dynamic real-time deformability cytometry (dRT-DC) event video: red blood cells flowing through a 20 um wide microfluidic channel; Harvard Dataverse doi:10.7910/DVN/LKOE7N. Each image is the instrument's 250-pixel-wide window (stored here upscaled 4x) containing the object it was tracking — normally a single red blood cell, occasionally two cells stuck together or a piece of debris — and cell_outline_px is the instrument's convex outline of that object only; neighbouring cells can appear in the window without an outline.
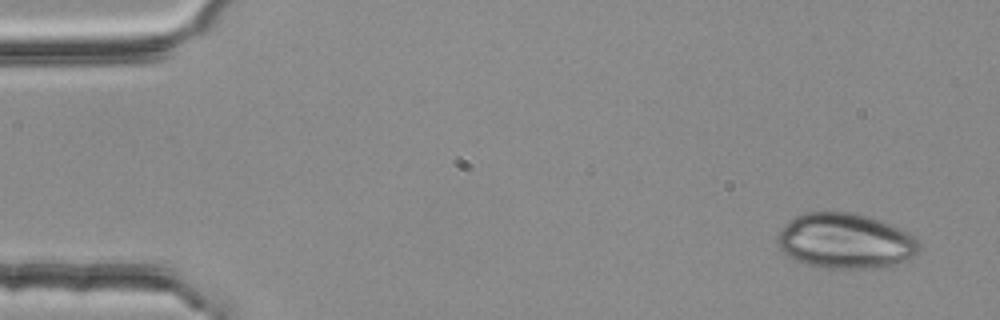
{"species": "common noctule bat (a hibernating species)", "species_latin": "Nyctalus noctula", "temperature_condition": "room temperature", "stored_images_in_passage": 2, "camera_frame_rate_fps": 3000, "um_per_image_px": 0.085, "animal": {"sex": "female", "body_mass_g": 25.1}, "frame": {"image": 1, "passage_image": 2, "time_ms": 0.333, "image_size_px": [1000, 320], "cell_outline_px": [[920, 248], [916, 256], [908, 260], [884, 268], [824, 268], [808, 264], [796, 260], [788, 256], [780, 248], [776, 240], [784, 224], [788, 220], [804, 212], [852, 212], [868, 216], [888, 224], [912, 236], [920, 244]], "centroid_in_image_um": [71.84, 20.5], "position_along_channel_um": 13.2, "area_um2": 45.55}}